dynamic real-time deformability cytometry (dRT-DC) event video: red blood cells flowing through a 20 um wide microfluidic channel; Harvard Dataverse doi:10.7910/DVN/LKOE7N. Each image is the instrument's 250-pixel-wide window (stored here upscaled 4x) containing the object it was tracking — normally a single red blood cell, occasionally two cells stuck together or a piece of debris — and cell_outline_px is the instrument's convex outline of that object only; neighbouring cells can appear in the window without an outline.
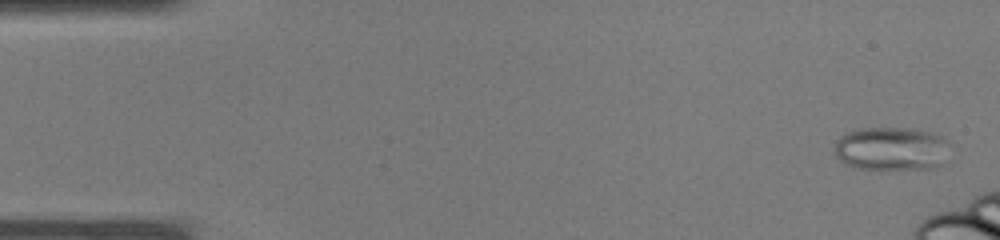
{"species": "common noctule bat (a hibernating species)", "species_latin": "Nyctalus noctula", "temperature_condition": "warm", "stored_images_in_passage": 9, "camera_frame_rate_fps": 3000, "um_per_image_px": 0.085, "animal": {"sex": "male", "body_mass_g": 19.0, "forearm_length_mm": 50.8}, "frame": {"image": 1, "passage_image": 2, "time_ms": 0.333, "image_size_px": [1000, 240], "cell_outline_px": [[944, 140], [940, 164], [928, 168], [860, 168], [844, 164], [836, 156], [836, 140], [844, 132], [856, 128], [912, 128], [932, 132], [944, 136]], "centroid_in_image_um": [75.64, 12.59], "position_along_channel_um": 9.4, "area_um2": 28.44}}